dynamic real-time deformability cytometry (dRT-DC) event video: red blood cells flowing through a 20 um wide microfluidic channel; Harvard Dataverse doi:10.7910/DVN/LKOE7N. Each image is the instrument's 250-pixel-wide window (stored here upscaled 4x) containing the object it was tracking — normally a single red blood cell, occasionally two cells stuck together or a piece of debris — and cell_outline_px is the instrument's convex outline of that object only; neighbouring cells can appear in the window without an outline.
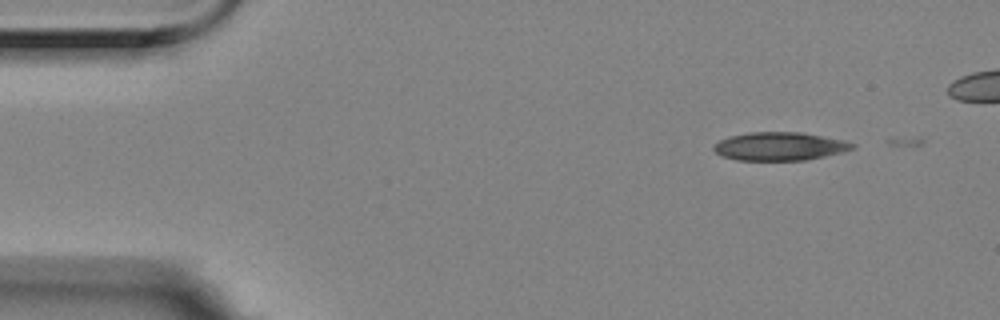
{"species": "Egyptian fruit bat (a non-hibernating species)", "species_latin": "Rousettus aegyptiacus", "temperature_condition": "room temperature", "stored_images_in_passage": 4, "camera_frame_rate_fps": 3000, "um_per_image_px": 0.085, "animal": {"sex": "female"}, "frame": {"image": 1, "passage_image": 1, "time_ms": 0.0, "image_size_px": [1000, 320], "cell_outline_px": [[856, 148], [844, 152], [804, 160], [736, 160], [720, 156], [712, 148], [720, 140], [728, 136], [748, 132], [800, 132], [844, 140], [856, 144]], "centroid_in_image_um": [66.27, 12.43], "position_along_channel_um": 18.7, "area_um2": 22.95}}